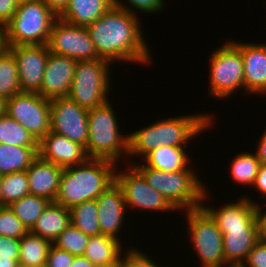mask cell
<instances>
[{
	"mask_svg": "<svg viewBox=\"0 0 266 267\" xmlns=\"http://www.w3.org/2000/svg\"><path fill=\"white\" fill-rule=\"evenodd\" d=\"M138 15L112 7L86 28L97 50L98 57L114 63L149 64L151 50L143 37Z\"/></svg>",
	"mask_w": 266,
	"mask_h": 267,
	"instance_id": "obj_1",
	"label": "cell"
},
{
	"mask_svg": "<svg viewBox=\"0 0 266 267\" xmlns=\"http://www.w3.org/2000/svg\"><path fill=\"white\" fill-rule=\"evenodd\" d=\"M204 114V115H203ZM212 114H184L148 124L145 128L128 133V156L141 160L159 146L184 147L194 137L213 126Z\"/></svg>",
	"mask_w": 266,
	"mask_h": 267,
	"instance_id": "obj_2",
	"label": "cell"
},
{
	"mask_svg": "<svg viewBox=\"0 0 266 267\" xmlns=\"http://www.w3.org/2000/svg\"><path fill=\"white\" fill-rule=\"evenodd\" d=\"M119 165L88 158L84 163L63 168L55 203L71 209L84 201L96 200L115 182Z\"/></svg>",
	"mask_w": 266,
	"mask_h": 267,
	"instance_id": "obj_3",
	"label": "cell"
},
{
	"mask_svg": "<svg viewBox=\"0 0 266 267\" xmlns=\"http://www.w3.org/2000/svg\"><path fill=\"white\" fill-rule=\"evenodd\" d=\"M132 163L143 175L148 185L162 194L177 212L180 209L185 213L186 210L201 208L203 202H206V198L209 199L208 189L205 188V184L201 183L195 169L165 172L147 167L142 162L132 161Z\"/></svg>",
	"mask_w": 266,
	"mask_h": 267,
	"instance_id": "obj_4",
	"label": "cell"
},
{
	"mask_svg": "<svg viewBox=\"0 0 266 267\" xmlns=\"http://www.w3.org/2000/svg\"><path fill=\"white\" fill-rule=\"evenodd\" d=\"M88 110V143L85 148L89 158L104 159L116 164L128 157V137L122 135L112 103ZM125 155V156H124ZM122 157V158H121ZM120 159V161H118Z\"/></svg>",
	"mask_w": 266,
	"mask_h": 267,
	"instance_id": "obj_5",
	"label": "cell"
},
{
	"mask_svg": "<svg viewBox=\"0 0 266 267\" xmlns=\"http://www.w3.org/2000/svg\"><path fill=\"white\" fill-rule=\"evenodd\" d=\"M57 18L41 0L19 4L5 25L7 46L46 45Z\"/></svg>",
	"mask_w": 266,
	"mask_h": 267,
	"instance_id": "obj_6",
	"label": "cell"
},
{
	"mask_svg": "<svg viewBox=\"0 0 266 267\" xmlns=\"http://www.w3.org/2000/svg\"><path fill=\"white\" fill-rule=\"evenodd\" d=\"M110 66L104 59L77 61L68 97L87 110L105 104L111 90Z\"/></svg>",
	"mask_w": 266,
	"mask_h": 267,
	"instance_id": "obj_7",
	"label": "cell"
},
{
	"mask_svg": "<svg viewBox=\"0 0 266 267\" xmlns=\"http://www.w3.org/2000/svg\"><path fill=\"white\" fill-rule=\"evenodd\" d=\"M221 47V48H220ZM212 51L209 63V94L228 99L238 88L244 91V71L239 41L231 40Z\"/></svg>",
	"mask_w": 266,
	"mask_h": 267,
	"instance_id": "obj_8",
	"label": "cell"
},
{
	"mask_svg": "<svg viewBox=\"0 0 266 267\" xmlns=\"http://www.w3.org/2000/svg\"><path fill=\"white\" fill-rule=\"evenodd\" d=\"M188 236L202 267H226L223 234L216 222L201 207L186 210Z\"/></svg>",
	"mask_w": 266,
	"mask_h": 267,
	"instance_id": "obj_9",
	"label": "cell"
},
{
	"mask_svg": "<svg viewBox=\"0 0 266 267\" xmlns=\"http://www.w3.org/2000/svg\"><path fill=\"white\" fill-rule=\"evenodd\" d=\"M6 114L38 142L50 132V100L38 93L21 92L7 99Z\"/></svg>",
	"mask_w": 266,
	"mask_h": 267,
	"instance_id": "obj_10",
	"label": "cell"
},
{
	"mask_svg": "<svg viewBox=\"0 0 266 267\" xmlns=\"http://www.w3.org/2000/svg\"><path fill=\"white\" fill-rule=\"evenodd\" d=\"M130 163L129 161V167L125 169L127 171H120V167L115 171V181L123 191L126 208L150 212L175 211L164 196L149 186L143 175Z\"/></svg>",
	"mask_w": 266,
	"mask_h": 267,
	"instance_id": "obj_11",
	"label": "cell"
},
{
	"mask_svg": "<svg viewBox=\"0 0 266 267\" xmlns=\"http://www.w3.org/2000/svg\"><path fill=\"white\" fill-rule=\"evenodd\" d=\"M49 52L76 61L100 59L86 27L69 24L57 18L46 44Z\"/></svg>",
	"mask_w": 266,
	"mask_h": 267,
	"instance_id": "obj_12",
	"label": "cell"
},
{
	"mask_svg": "<svg viewBox=\"0 0 266 267\" xmlns=\"http://www.w3.org/2000/svg\"><path fill=\"white\" fill-rule=\"evenodd\" d=\"M50 131L86 148L89 133L88 110L68 96L51 99Z\"/></svg>",
	"mask_w": 266,
	"mask_h": 267,
	"instance_id": "obj_13",
	"label": "cell"
},
{
	"mask_svg": "<svg viewBox=\"0 0 266 267\" xmlns=\"http://www.w3.org/2000/svg\"><path fill=\"white\" fill-rule=\"evenodd\" d=\"M7 48L16 59L21 92L39 93L50 53L47 46L17 45Z\"/></svg>",
	"mask_w": 266,
	"mask_h": 267,
	"instance_id": "obj_14",
	"label": "cell"
},
{
	"mask_svg": "<svg viewBox=\"0 0 266 267\" xmlns=\"http://www.w3.org/2000/svg\"><path fill=\"white\" fill-rule=\"evenodd\" d=\"M76 63L73 58L50 52L38 94L49 100L67 97L74 78Z\"/></svg>",
	"mask_w": 266,
	"mask_h": 267,
	"instance_id": "obj_15",
	"label": "cell"
},
{
	"mask_svg": "<svg viewBox=\"0 0 266 267\" xmlns=\"http://www.w3.org/2000/svg\"><path fill=\"white\" fill-rule=\"evenodd\" d=\"M202 208L216 222L218 228L259 227L258 203L250 196H242L235 202L221 205L218 209L202 204Z\"/></svg>",
	"mask_w": 266,
	"mask_h": 267,
	"instance_id": "obj_16",
	"label": "cell"
},
{
	"mask_svg": "<svg viewBox=\"0 0 266 267\" xmlns=\"http://www.w3.org/2000/svg\"><path fill=\"white\" fill-rule=\"evenodd\" d=\"M243 60L244 92L266 95V43L239 41Z\"/></svg>",
	"mask_w": 266,
	"mask_h": 267,
	"instance_id": "obj_17",
	"label": "cell"
},
{
	"mask_svg": "<svg viewBox=\"0 0 266 267\" xmlns=\"http://www.w3.org/2000/svg\"><path fill=\"white\" fill-rule=\"evenodd\" d=\"M98 205V222L101 234L119 238L121 227L124 224L126 208L124 194L121 187L115 181L104 193L96 199Z\"/></svg>",
	"mask_w": 266,
	"mask_h": 267,
	"instance_id": "obj_18",
	"label": "cell"
},
{
	"mask_svg": "<svg viewBox=\"0 0 266 267\" xmlns=\"http://www.w3.org/2000/svg\"><path fill=\"white\" fill-rule=\"evenodd\" d=\"M38 152L41 158L62 168L82 164L89 158L82 145L52 131L38 142Z\"/></svg>",
	"mask_w": 266,
	"mask_h": 267,
	"instance_id": "obj_19",
	"label": "cell"
},
{
	"mask_svg": "<svg viewBox=\"0 0 266 267\" xmlns=\"http://www.w3.org/2000/svg\"><path fill=\"white\" fill-rule=\"evenodd\" d=\"M62 167L38 156L26 170L30 194L54 202L59 190Z\"/></svg>",
	"mask_w": 266,
	"mask_h": 267,
	"instance_id": "obj_20",
	"label": "cell"
},
{
	"mask_svg": "<svg viewBox=\"0 0 266 267\" xmlns=\"http://www.w3.org/2000/svg\"><path fill=\"white\" fill-rule=\"evenodd\" d=\"M223 234L225 262L241 266L250 250L260 240L259 227L219 228Z\"/></svg>",
	"mask_w": 266,
	"mask_h": 267,
	"instance_id": "obj_21",
	"label": "cell"
},
{
	"mask_svg": "<svg viewBox=\"0 0 266 267\" xmlns=\"http://www.w3.org/2000/svg\"><path fill=\"white\" fill-rule=\"evenodd\" d=\"M113 6L114 0H69L58 18L72 25L87 27Z\"/></svg>",
	"mask_w": 266,
	"mask_h": 267,
	"instance_id": "obj_22",
	"label": "cell"
},
{
	"mask_svg": "<svg viewBox=\"0 0 266 267\" xmlns=\"http://www.w3.org/2000/svg\"><path fill=\"white\" fill-rule=\"evenodd\" d=\"M70 224V209L55 202H50L38 217L30 232L53 243Z\"/></svg>",
	"mask_w": 266,
	"mask_h": 267,
	"instance_id": "obj_23",
	"label": "cell"
},
{
	"mask_svg": "<svg viewBox=\"0 0 266 267\" xmlns=\"http://www.w3.org/2000/svg\"><path fill=\"white\" fill-rule=\"evenodd\" d=\"M121 240L104 234L91 236L84 256L95 266H116L124 251Z\"/></svg>",
	"mask_w": 266,
	"mask_h": 267,
	"instance_id": "obj_24",
	"label": "cell"
},
{
	"mask_svg": "<svg viewBox=\"0 0 266 267\" xmlns=\"http://www.w3.org/2000/svg\"><path fill=\"white\" fill-rule=\"evenodd\" d=\"M188 154L184 147L159 146L148 153L142 159V163L147 167L165 172L192 169Z\"/></svg>",
	"mask_w": 266,
	"mask_h": 267,
	"instance_id": "obj_25",
	"label": "cell"
},
{
	"mask_svg": "<svg viewBox=\"0 0 266 267\" xmlns=\"http://www.w3.org/2000/svg\"><path fill=\"white\" fill-rule=\"evenodd\" d=\"M38 156V147L0 143V175L26 171Z\"/></svg>",
	"mask_w": 266,
	"mask_h": 267,
	"instance_id": "obj_26",
	"label": "cell"
},
{
	"mask_svg": "<svg viewBox=\"0 0 266 267\" xmlns=\"http://www.w3.org/2000/svg\"><path fill=\"white\" fill-rule=\"evenodd\" d=\"M52 243L30 231L20 239L18 263L30 267H45Z\"/></svg>",
	"mask_w": 266,
	"mask_h": 267,
	"instance_id": "obj_27",
	"label": "cell"
},
{
	"mask_svg": "<svg viewBox=\"0 0 266 267\" xmlns=\"http://www.w3.org/2000/svg\"><path fill=\"white\" fill-rule=\"evenodd\" d=\"M71 224L88 236L101 234L96 200L84 201L70 209Z\"/></svg>",
	"mask_w": 266,
	"mask_h": 267,
	"instance_id": "obj_28",
	"label": "cell"
},
{
	"mask_svg": "<svg viewBox=\"0 0 266 267\" xmlns=\"http://www.w3.org/2000/svg\"><path fill=\"white\" fill-rule=\"evenodd\" d=\"M21 93L16 59L8 49L0 52V96L9 99Z\"/></svg>",
	"mask_w": 266,
	"mask_h": 267,
	"instance_id": "obj_29",
	"label": "cell"
},
{
	"mask_svg": "<svg viewBox=\"0 0 266 267\" xmlns=\"http://www.w3.org/2000/svg\"><path fill=\"white\" fill-rule=\"evenodd\" d=\"M49 203L45 198L28 194L8 206L30 231Z\"/></svg>",
	"mask_w": 266,
	"mask_h": 267,
	"instance_id": "obj_30",
	"label": "cell"
},
{
	"mask_svg": "<svg viewBox=\"0 0 266 267\" xmlns=\"http://www.w3.org/2000/svg\"><path fill=\"white\" fill-rule=\"evenodd\" d=\"M0 143L38 147V141L20 123L7 114L0 116Z\"/></svg>",
	"mask_w": 266,
	"mask_h": 267,
	"instance_id": "obj_31",
	"label": "cell"
},
{
	"mask_svg": "<svg viewBox=\"0 0 266 267\" xmlns=\"http://www.w3.org/2000/svg\"><path fill=\"white\" fill-rule=\"evenodd\" d=\"M230 163L232 180L240 185L252 186L260 166L256 153L241 152Z\"/></svg>",
	"mask_w": 266,
	"mask_h": 267,
	"instance_id": "obj_32",
	"label": "cell"
},
{
	"mask_svg": "<svg viewBox=\"0 0 266 267\" xmlns=\"http://www.w3.org/2000/svg\"><path fill=\"white\" fill-rule=\"evenodd\" d=\"M2 206H8L30 194L26 171L2 176Z\"/></svg>",
	"mask_w": 266,
	"mask_h": 267,
	"instance_id": "obj_33",
	"label": "cell"
},
{
	"mask_svg": "<svg viewBox=\"0 0 266 267\" xmlns=\"http://www.w3.org/2000/svg\"><path fill=\"white\" fill-rule=\"evenodd\" d=\"M89 239L90 236L70 224L52 244L73 256H82L85 253Z\"/></svg>",
	"mask_w": 266,
	"mask_h": 267,
	"instance_id": "obj_34",
	"label": "cell"
},
{
	"mask_svg": "<svg viewBox=\"0 0 266 267\" xmlns=\"http://www.w3.org/2000/svg\"><path fill=\"white\" fill-rule=\"evenodd\" d=\"M29 230L16 217L9 206L0 207V235L21 239Z\"/></svg>",
	"mask_w": 266,
	"mask_h": 267,
	"instance_id": "obj_35",
	"label": "cell"
},
{
	"mask_svg": "<svg viewBox=\"0 0 266 267\" xmlns=\"http://www.w3.org/2000/svg\"><path fill=\"white\" fill-rule=\"evenodd\" d=\"M125 1V2H124ZM114 0V7L127 10L128 12L138 15L139 12L155 14L161 12L165 8L164 0ZM127 5H126V4ZM130 4V5H129ZM134 7V8H133Z\"/></svg>",
	"mask_w": 266,
	"mask_h": 267,
	"instance_id": "obj_36",
	"label": "cell"
},
{
	"mask_svg": "<svg viewBox=\"0 0 266 267\" xmlns=\"http://www.w3.org/2000/svg\"><path fill=\"white\" fill-rule=\"evenodd\" d=\"M126 249L120 257L119 267H161L152 261L151 256H147L141 250L133 247Z\"/></svg>",
	"mask_w": 266,
	"mask_h": 267,
	"instance_id": "obj_37",
	"label": "cell"
},
{
	"mask_svg": "<svg viewBox=\"0 0 266 267\" xmlns=\"http://www.w3.org/2000/svg\"><path fill=\"white\" fill-rule=\"evenodd\" d=\"M74 257L69 252L61 250L52 244L48 251L45 267H71Z\"/></svg>",
	"mask_w": 266,
	"mask_h": 267,
	"instance_id": "obj_38",
	"label": "cell"
},
{
	"mask_svg": "<svg viewBox=\"0 0 266 267\" xmlns=\"http://www.w3.org/2000/svg\"><path fill=\"white\" fill-rule=\"evenodd\" d=\"M241 267H266V242L259 240L250 250Z\"/></svg>",
	"mask_w": 266,
	"mask_h": 267,
	"instance_id": "obj_39",
	"label": "cell"
},
{
	"mask_svg": "<svg viewBox=\"0 0 266 267\" xmlns=\"http://www.w3.org/2000/svg\"><path fill=\"white\" fill-rule=\"evenodd\" d=\"M20 239L0 235V257L19 258Z\"/></svg>",
	"mask_w": 266,
	"mask_h": 267,
	"instance_id": "obj_40",
	"label": "cell"
},
{
	"mask_svg": "<svg viewBox=\"0 0 266 267\" xmlns=\"http://www.w3.org/2000/svg\"><path fill=\"white\" fill-rule=\"evenodd\" d=\"M17 7L15 0H0V22L6 25L14 16Z\"/></svg>",
	"mask_w": 266,
	"mask_h": 267,
	"instance_id": "obj_41",
	"label": "cell"
},
{
	"mask_svg": "<svg viewBox=\"0 0 266 267\" xmlns=\"http://www.w3.org/2000/svg\"><path fill=\"white\" fill-rule=\"evenodd\" d=\"M260 194L264 195L266 199V164H260L257 176L252 185Z\"/></svg>",
	"mask_w": 266,
	"mask_h": 267,
	"instance_id": "obj_42",
	"label": "cell"
},
{
	"mask_svg": "<svg viewBox=\"0 0 266 267\" xmlns=\"http://www.w3.org/2000/svg\"><path fill=\"white\" fill-rule=\"evenodd\" d=\"M57 17L65 10L69 0H41Z\"/></svg>",
	"mask_w": 266,
	"mask_h": 267,
	"instance_id": "obj_43",
	"label": "cell"
},
{
	"mask_svg": "<svg viewBox=\"0 0 266 267\" xmlns=\"http://www.w3.org/2000/svg\"><path fill=\"white\" fill-rule=\"evenodd\" d=\"M257 146V151H255V153L260 161V164H266V128L260 137Z\"/></svg>",
	"mask_w": 266,
	"mask_h": 267,
	"instance_id": "obj_44",
	"label": "cell"
},
{
	"mask_svg": "<svg viewBox=\"0 0 266 267\" xmlns=\"http://www.w3.org/2000/svg\"><path fill=\"white\" fill-rule=\"evenodd\" d=\"M262 205L258 204V220H259V228H260V240L266 242V210Z\"/></svg>",
	"mask_w": 266,
	"mask_h": 267,
	"instance_id": "obj_45",
	"label": "cell"
},
{
	"mask_svg": "<svg viewBox=\"0 0 266 267\" xmlns=\"http://www.w3.org/2000/svg\"><path fill=\"white\" fill-rule=\"evenodd\" d=\"M95 265L84 255L75 256L71 267H94Z\"/></svg>",
	"mask_w": 266,
	"mask_h": 267,
	"instance_id": "obj_46",
	"label": "cell"
},
{
	"mask_svg": "<svg viewBox=\"0 0 266 267\" xmlns=\"http://www.w3.org/2000/svg\"><path fill=\"white\" fill-rule=\"evenodd\" d=\"M7 48L5 25L0 22V52Z\"/></svg>",
	"mask_w": 266,
	"mask_h": 267,
	"instance_id": "obj_47",
	"label": "cell"
},
{
	"mask_svg": "<svg viewBox=\"0 0 266 267\" xmlns=\"http://www.w3.org/2000/svg\"><path fill=\"white\" fill-rule=\"evenodd\" d=\"M18 264V258L5 259L0 257V267H17Z\"/></svg>",
	"mask_w": 266,
	"mask_h": 267,
	"instance_id": "obj_48",
	"label": "cell"
},
{
	"mask_svg": "<svg viewBox=\"0 0 266 267\" xmlns=\"http://www.w3.org/2000/svg\"><path fill=\"white\" fill-rule=\"evenodd\" d=\"M6 99L0 96V116L6 114Z\"/></svg>",
	"mask_w": 266,
	"mask_h": 267,
	"instance_id": "obj_49",
	"label": "cell"
},
{
	"mask_svg": "<svg viewBox=\"0 0 266 267\" xmlns=\"http://www.w3.org/2000/svg\"><path fill=\"white\" fill-rule=\"evenodd\" d=\"M1 186H2V175H0V207L2 206V191H1Z\"/></svg>",
	"mask_w": 266,
	"mask_h": 267,
	"instance_id": "obj_50",
	"label": "cell"
},
{
	"mask_svg": "<svg viewBox=\"0 0 266 267\" xmlns=\"http://www.w3.org/2000/svg\"><path fill=\"white\" fill-rule=\"evenodd\" d=\"M17 5L19 4H23V3H28V2H32V1H36V0H15Z\"/></svg>",
	"mask_w": 266,
	"mask_h": 267,
	"instance_id": "obj_51",
	"label": "cell"
},
{
	"mask_svg": "<svg viewBox=\"0 0 266 267\" xmlns=\"http://www.w3.org/2000/svg\"><path fill=\"white\" fill-rule=\"evenodd\" d=\"M94 267H119V266L116 265V266H94Z\"/></svg>",
	"mask_w": 266,
	"mask_h": 267,
	"instance_id": "obj_52",
	"label": "cell"
},
{
	"mask_svg": "<svg viewBox=\"0 0 266 267\" xmlns=\"http://www.w3.org/2000/svg\"><path fill=\"white\" fill-rule=\"evenodd\" d=\"M17 267H30V266H24V265L18 264Z\"/></svg>",
	"mask_w": 266,
	"mask_h": 267,
	"instance_id": "obj_53",
	"label": "cell"
},
{
	"mask_svg": "<svg viewBox=\"0 0 266 267\" xmlns=\"http://www.w3.org/2000/svg\"><path fill=\"white\" fill-rule=\"evenodd\" d=\"M226 267H241V266H232V265H229V266H226Z\"/></svg>",
	"mask_w": 266,
	"mask_h": 267,
	"instance_id": "obj_54",
	"label": "cell"
}]
</instances>
